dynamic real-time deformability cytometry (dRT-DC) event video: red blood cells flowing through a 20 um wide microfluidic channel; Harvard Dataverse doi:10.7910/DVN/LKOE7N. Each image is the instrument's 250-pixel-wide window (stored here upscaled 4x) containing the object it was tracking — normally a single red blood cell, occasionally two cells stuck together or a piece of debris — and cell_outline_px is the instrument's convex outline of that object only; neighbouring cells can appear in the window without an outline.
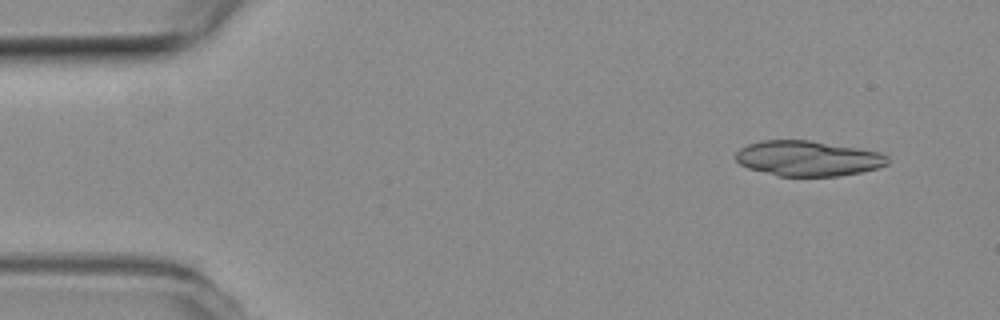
{"species": "common noctule bat (a hibernating species)", "species_latin": "Nyctalus noctula", "temperature_condition": "room temperature", "stored_images_in_passage": 4, "camera_frame_rate_fps": 3000, "um_per_image_px": 0.085, "animal": {"sex": "female", "body_mass_g": 19.3, "forearm_length_mm": 54.1}, "frame": {"image": 1, "passage_image": 1, "time_ms": 0.0, "image_size_px": [1000, 320], "cell_outline_px": [[888, 164], [876, 168], [860, 172], [840, 176], [776, 176], [748, 168], [740, 164], [736, 160], [736, 152], [740, 148], [748, 144], [764, 140], [808, 140], [880, 152], [888, 156]], "centroid_in_image_um": [68.65, 13.47], "position_along_channel_um": 16.4, "area_um2": 31.1}}